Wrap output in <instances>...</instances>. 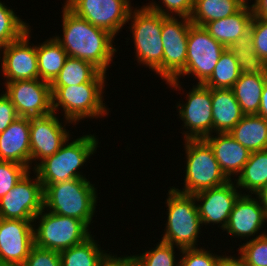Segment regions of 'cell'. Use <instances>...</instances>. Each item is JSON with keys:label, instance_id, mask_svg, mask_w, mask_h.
<instances>
[{"label": "cell", "instance_id": "7dc6e473", "mask_svg": "<svg viewBox=\"0 0 267 266\" xmlns=\"http://www.w3.org/2000/svg\"><path fill=\"white\" fill-rule=\"evenodd\" d=\"M0 266H22L18 264H8V263H0Z\"/></svg>", "mask_w": 267, "mask_h": 266}, {"label": "cell", "instance_id": "60d3db41", "mask_svg": "<svg viewBox=\"0 0 267 266\" xmlns=\"http://www.w3.org/2000/svg\"><path fill=\"white\" fill-rule=\"evenodd\" d=\"M19 117L10 98L3 92L0 95V133L5 131L10 124Z\"/></svg>", "mask_w": 267, "mask_h": 266}, {"label": "cell", "instance_id": "52a82bcc", "mask_svg": "<svg viewBox=\"0 0 267 266\" xmlns=\"http://www.w3.org/2000/svg\"><path fill=\"white\" fill-rule=\"evenodd\" d=\"M184 141L187 161L185 184L183 190L172 187L173 189L193 195L229 181L215 159L210 145L204 139H184Z\"/></svg>", "mask_w": 267, "mask_h": 266}, {"label": "cell", "instance_id": "484cf974", "mask_svg": "<svg viewBox=\"0 0 267 266\" xmlns=\"http://www.w3.org/2000/svg\"><path fill=\"white\" fill-rule=\"evenodd\" d=\"M92 234L83 242L61 252V266H103L111 257L105 250H101Z\"/></svg>", "mask_w": 267, "mask_h": 266}, {"label": "cell", "instance_id": "ab89813d", "mask_svg": "<svg viewBox=\"0 0 267 266\" xmlns=\"http://www.w3.org/2000/svg\"><path fill=\"white\" fill-rule=\"evenodd\" d=\"M22 266H61L60 254L34 245Z\"/></svg>", "mask_w": 267, "mask_h": 266}, {"label": "cell", "instance_id": "f35d334b", "mask_svg": "<svg viewBox=\"0 0 267 266\" xmlns=\"http://www.w3.org/2000/svg\"><path fill=\"white\" fill-rule=\"evenodd\" d=\"M250 34L255 53L267 63V20L253 17Z\"/></svg>", "mask_w": 267, "mask_h": 266}, {"label": "cell", "instance_id": "4dcf8cb0", "mask_svg": "<svg viewBox=\"0 0 267 266\" xmlns=\"http://www.w3.org/2000/svg\"><path fill=\"white\" fill-rule=\"evenodd\" d=\"M228 49L237 60L240 74L267 75V63L255 53L250 31Z\"/></svg>", "mask_w": 267, "mask_h": 266}, {"label": "cell", "instance_id": "4fadbf2b", "mask_svg": "<svg viewBox=\"0 0 267 266\" xmlns=\"http://www.w3.org/2000/svg\"><path fill=\"white\" fill-rule=\"evenodd\" d=\"M186 103L177 104L179 118L183 121L185 140L204 139L213 133L211 88L204 84L193 85L187 93Z\"/></svg>", "mask_w": 267, "mask_h": 266}, {"label": "cell", "instance_id": "f1b7e54d", "mask_svg": "<svg viewBox=\"0 0 267 266\" xmlns=\"http://www.w3.org/2000/svg\"><path fill=\"white\" fill-rule=\"evenodd\" d=\"M237 188L256 194L267 184V149L251 152L241 173L235 178Z\"/></svg>", "mask_w": 267, "mask_h": 266}, {"label": "cell", "instance_id": "d6a6232c", "mask_svg": "<svg viewBox=\"0 0 267 266\" xmlns=\"http://www.w3.org/2000/svg\"><path fill=\"white\" fill-rule=\"evenodd\" d=\"M13 9L0 1V46L3 48L10 42L18 40L29 28Z\"/></svg>", "mask_w": 267, "mask_h": 266}, {"label": "cell", "instance_id": "3957f363", "mask_svg": "<svg viewBox=\"0 0 267 266\" xmlns=\"http://www.w3.org/2000/svg\"><path fill=\"white\" fill-rule=\"evenodd\" d=\"M98 139L94 134H87L72 142L68 140L52 156L46 157L34 168L42 187L75 178H85L79 170L86 160L95 153Z\"/></svg>", "mask_w": 267, "mask_h": 266}, {"label": "cell", "instance_id": "d6986e66", "mask_svg": "<svg viewBox=\"0 0 267 266\" xmlns=\"http://www.w3.org/2000/svg\"><path fill=\"white\" fill-rule=\"evenodd\" d=\"M266 222L267 214L259 199L243 193L235 201L224 231L233 237L245 239L253 236L255 239L265 234L262 232L255 237Z\"/></svg>", "mask_w": 267, "mask_h": 266}, {"label": "cell", "instance_id": "6da1fadb", "mask_svg": "<svg viewBox=\"0 0 267 266\" xmlns=\"http://www.w3.org/2000/svg\"><path fill=\"white\" fill-rule=\"evenodd\" d=\"M62 16L63 38L58 35L55 39L67 55L90 62L101 72L107 73L109 64L117 52L112 44L115 37L77 16L65 4Z\"/></svg>", "mask_w": 267, "mask_h": 266}, {"label": "cell", "instance_id": "74e56055", "mask_svg": "<svg viewBox=\"0 0 267 266\" xmlns=\"http://www.w3.org/2000/svg\"><path fill=\"white\" fill-rule=\"evenodd\" d=\"M162 3L164 4L161 7L156 2H151L150 4L146 5L150 10L160 13L163 16H179V17H186L190 18L192 10H193V4L194 0H162ZM163 8V9H162ZM172 13L170 14L169 13ZM175 13V15L173 14Z\"/></svg>", "mask_w": 267, "mask_h": 266}, {"label": "cell", "instance_id": "5b68a950", "mask_svg": "<svg viewBox=\"0 0 267 266\" xmlns=\"http://www.w3.org/2000/svg\"><path fill=\"white\" fill-rule=\"evenodd\" d=\"M167 203V223L161 241L176 246L179 251L197 248L202 222L193 195L176 191L169 187Z\"/></svg>", "mask_w": 267, "mask_h": 266}, {"label": "cell", "instance_id": "2e32d148", "mask_svg": "<svg viewBox=\"0 0 267 266\" xmlns=\"http://www.w3.org/2000/svg\"><path fill=\"white\" fill-rule=\"evenodd\" d=\"M56 113L52 112L41 117L30 118V149L31 164L37 160L42 161L46 157L55 154L60 147L69 140V130L65 129L59 121Z\"/></svg>", "mask_w": 267, "mask_h": 266}, {"label": "cell", "instance_id": "30bf717a", "mask_svg": "<svg viewBox=\"0 0 267 266\" xmlns=\"http://www.w3.org/2000/svg\"><path fill=\"white\" fill-rule=\"evenodd\" d=\"M30 170L6 195L0 198V218L34 221L44 208L42 183L37 174L32 180Z\"/></svg>", "mask_w": 267, "mask_h": 266}, {"label": "cell", "instance_id": "7402d4cb", "mask_svg": "<svg viewBox=\"0 0 267 266\" xmlns=\"http://www.w3.org/2000/svg\"><path fill=\"white\" fill-rule=\"evenodd\" d=\"M213 133H229L244 114L232 89L211 88Z\"/></svg>", "mask_w": 267, "mask_h": 266}, {"label": "cell", "instance_id": "836d02e7", "mask_svg": "<svg viewBox=\"0 0 267 266\" xmlns=\"http://www.w3.org/2000/svg\"><path fill=\"white\" fill-rule=\"evenodd\" d=\"M156 245L152 250H147L140 255H131L129 258L135 266H180L179 261L175 259V246L161 240Z\"/></svg>", "mask_w": 267, "mask_h": 266}, {"label": "cell", "instance_id": "bcb514c9", "mask_svg": "<svg viewBox=\"0 0 267 266\" xmlns=\"http://www.w3.org/2000/svg\"><path fill=\"white\" fill-rule=\"evenodd\" d=\"M255 195L259 199L260 204L262 205L265 210V213L267 214V184Z\"/></svg>", "mask_w": 267, "mask_h": 266}, {"label": "cell", "instance_id": "8fae6325", "mask_svg": "<svg viewBox=\"0 0 267 266\" xmlns=\"http://www.w3.org/2000/svg\"><path fill=\"white\" fill-rule=\"evenodd\" d=\"M64 4L77 16L114 37L129 23L132 9L130 0H66Z\"/></svg>", "mask_w": 267, "mask_h": 266}, {"label": "cell", "instance_id": "f546056e", "mask_svg": "<svg viewBox=\"0 0 267 266\" xmlns=\"http://www.w3.org/2000/svg\"><path fill=\"white\" fill-rule=\"evenodd\" d=\"M243 6L239 0H194L190 21L204 27L208 22L237 13Z\"/></svg>", "mask_w": 267, "mask_h": 266}, {"label": "cell", "instance_id": "603a6c76", "mask_svg": "<svg viewBox=\"0 0 267 266\" xmlns=\"http://www.w3.org/2000/svg\"><path fill=\"white\" fill-rule=\"evenodd\" d=\"M253 14L250 5H244L237 13L208 22L204 28L226 48L250 31Z\"/></svg>", "mask_w": 267, "mask_h": 266}, {"label": "cell", "instance_id": "e575fe53", "mask_svg": "<svg viewBox=\"0 0 267 266\" xmlns=\"http://www.w3.org/2000/svg\"><path fill=\"white\" fill-rule=\"evenodd\" d=\"M239 259L247 266H267V233L250 239L238 248Z\"/></svg>", "mask_w": 267, "mask_h": 266}, {"label": "cell", "instance_id": "7c38bea8", "mask_svg": "<svg viewBox=\"0 0 267 266\" xmlns=\"http://www.w3.org/2000/svg\"><path fill=\"white\" fill-rule=\"evenodd\" d=\"M162 15L163 79H175L184 69L187 58L190 18Z\"/></svg>", "mask_w": 267, "mask_h": 266}, {"label": "cell", "instance_id": "9a60e30c", "mask_svg": "<svg viewBox=\"0 0 267 266\" xmlns=\"http://www.w3.org/2000/svg\"><path fill=\"white\" fill-rule=\"evenodd\" d=\"M30 28L18 40L2 48L1 72L6 82L39 79L36 46L29 42Z\"/></svg>", "mask_w": 267, "mask_h": 266}, {"label": "cell", "instance_id": "ba28073f", "mask_svg": "<svg viewBox=\"0 0 267 266\" xmlns=\"http://www.w3.org/2000/svg\"><path fill=\"white\" fill-rule=\"evenodd\" d=\"M187 48L185 69L175 79L166 83L174 89L182 90L178 78L190 74L198 79L197 84H204L211 77L221 54L226 49L203 26L194 24L189 29Z\"/></svg>", "mask_w": 267, "mask_h": 266}, {"label": "cell", "instance_id": "ee69618b", "mask_svg": "<svg viewBox=\"0 0 267 266\" xmlns=\"http://www.w3.org/2000/svg\"><path fill=\"white\" fill-rule=\"evenodd\" d=\"M258 116L263 117L267 120V80L262 89V95L260 100V108L258 111Z\"/></svg>", "mask_w": 267, "mask_h": 266}, {"label": "cell", "instance_id": "4316f807", "mask_svg": "<svg viewBox=\"0 0 267 266\" xmlns=\"http://www.w3.org/2000/svg\"><path fill=\"white\" fill-rule=\"evenodd\" d=\"M267 75L240 74L231 88L244 115H258Z\"/></svg>", "mask_w": 267, "mask_h": 266}, {"label": "cell", "instance_id": "cb8c5ba5", "mask_svg": "<svg viewBox=\"0 0 267 266\" xmlns=\"http://www.w3.org/2000/svg\"><path fill=\"white\" fill-rule=\"evenodd\" d=\"M228 134L250 152L267 149V120L258 115H244Z\"/></svg>", "mask_w": 267, "mask_h": 266}, {"label": "cell", "instance_id": "7bdbcfd3", "mask_svg": "<svg viewBox=\"0 0 267 266\" xmlns=\"http://www.w3.org/2000/svg\"><path fill=\"white\" fill-rule=\"evenodd\" d=\"M103 266H135L129 256L117 257L113 255Z\"/></svg>", "mask_w": 267, "mask_h": 266}, {"label": "cell", "instance_id": "1f68e13d", "mask_svg": "<svg viewBox=\"0 0 267 266\" xmlns=\"http://www.w3.org/2000/svg\"><path fill=\"white\" fill-rule=\"evenodd\" d=\"M240 69L233 53L226 48L221 54L211 77L204 83L209 88L231 89L239 79Z\"/></svg>", "mask_w": 267, "mask_h": 266}, {"label": "cell", "instance_id": "ac0fdd59", "mask_svg": "<svg viewBox=\"0 0 267 266\" xmlns=\"http://www.w3.org/2000/svg\"><path fill=\"white\" fill-rule=\"evenodd\" d=\"M32 223L0 218V263L23 265L34 246Z\"/></svg>", "mask_w": 267, "mask_h": 266}, {"label": "cell", "instance_id": "5bb4252c", "mask_svg": "<svg viewBox=\"0 0 267 266\" xmlns=\"http://www.w3.org/2000/svg\"><path fill=\"white\" fill-rule=\"evenodd\" d=\"M4 85V93L10 98L19 117H41L53 112L50 83L32 79L5 82Z\"/></svg>", "mask_w": 267, "mask_h": 266}, {"label": "cell", "instance_id": "c3c4849f", "mask_svg": "<svg viewBox=\"0 0 267 266\" xmlns=\"http://www.w3.org/2000/svg\"><path fill=\"white\" fill-rule=\"evenodd\" d=\"M242 4H244V5H248V0H239Z\"/></svg>", "mask_w": 267, "mask_h": 266}, {"label": "cell", "instance_id": "8d00e7d4", "mask_svg": "<svg viewBox=\"0 0 267 266\" xmlns=\"http://www.w3.org/2000/svg\"><path fill=\"white\" fill-rule=\"evenodd\" d=\"M29 171L21 164L0 161V198L6 195L16 183Z\"/></svg>", "mask_w": 267, "mask_h": 266}, {"label": "cell", "instance_id": "d590c367", "mask_svg": "<svg viewBox=\"0 0 267 266\" xmlns=\"http://www.w3.org/2000/svg\"><path fill=\"white\" fill-rule=\"evenodd\" d=\"M211 251L204 248H185L182 249L181 259H179L180 266H219L223 256L210 253Z\"/></svg>", "mask_w": 267, "mask_h": 266}, {"label": "cell", "instance_id": "7a4b0ae2", "mask_svg": "<svg viewBox=\"0 0 267 266\" xmlns=\"http://www.w3.org/2000/svg\"><path fill=\"white\" fill-rule=\"evenodd\" d=\"M96 190L87 178L46 185L43 188L44 210L79 219L89 227L97 206Z\"/></svg>", "mask_w": 267, "mask_h": 266}, {"label": "cell", "instance_id": "277c9868", "mask_svg": "<svg viewBox=\"0 0 267 266\" xmlns=\"http://www.w3.org/2000/svg\"><path fill=\"white\" fill-rule=\"evenodd\" d=\"M105 82H87L71 86H50L52 110L63 108L64 122L75 124L85 118H102L109 112L103 103Z\"/></svg>", "mask_w": 267, "mask_h": 266}, {"label": "cell", "instance_id": "d4e9b609", "mask_svg": "<svg viewBox=\"0 0 267 266\" xmlns=\"http://www.w3.org/2000/svg\"><path fill=\"white\" fill-rule=\"evenodd\" d=\"M106 73L90 62L68 56L63 68L50 86H71L87 82H105Z\"/></svg>", "mask_w": 267, "mask_h": 266}, {"label": "cell", "instance_id": "e0dca14e", "mask_svg": "<svg viewBox=\"0 0 267 266\" xmlns=\"http://www.w3.org/2000/svg\"><path fill=\"white\" fill-rule=\"evenodd\" d=\"M232 180L234 179L223 185L193 194L195 201L200 202V204L196 205L202 225L219 223L221 225L220 228L224 231L234 203L242 192L238 191Z\"/></svg>", "mask_w": 267, "mask_h": 266}, {"label": "cell", "instance_id": "b9f144b4", "mask_svg": "<svg viewBox=\"0 0 267 266\" xmlns=\"http://www.w3.org/2000/svg\"><path fill=\"white\" fill-rule=\"evenodd\" d=\"M250 7L254 17L267 20V0H255Z\"/></svg>", "mask_w": 267, "mask_h": 266}, {"label": "cell", "instance_id": "ffe728a7", "mask_svg": "<svg viewBox=\"0 0 267 266\" xmlns=\"http://www.w3.org/2000/svg\"><path fill=\"white\" fill-rule=\"evenodd\" d=\"M0 161L15 162L31 169L30 118L18 117L0 133Z\"/></svg>", "mask_w": 267, "mask_h": 266}, {"label": "cell", "instance_id": "83f0119b", "mask_svg": "<svg viewBox=\"0 0 267 266\" xmlns=\"http://www.w3.org/2000/svg\"><path fill=\"white\" fill-rule=\"evenodd\" d=\"M39 79L51 83L68 57L55 36L36 46Z\"/></svg>", "mask_w": 267, "mask_h": 266}, {"label": "cell", "instance_id": "9c48e42d", "mask_svg": "<svg viewBox=\"0 0 267 266\" xmlns=\"http://www.w3.org/2000/svg\"><path fill=\"white\" fill-rule=\"evenodd\" d=\"M40 218V219H39ZM34 245L61 252L83 242L91 235L89 227L81 220L43 210L34 218Z\"/></svg>", "mask_w": 267, "mask_h": 266}, {"label": "cell", "instance_id": "44dd1931", "mask_svg": "<svg viewBox=\"0 0 267 266\" xmlns=\"http://www.w3.org/2000/svg\"><path fill=\"white\" fill-rule=\"evenodd\" d=\"M216 134L217 136L210 134L204 140L210 145L222 172L231 180L232 175L234 177L241 173L251 152L228 133Z\"/></svg>", "mask_w": 267, "mask_h": 266}, {"label": "cell", "instance_id": "f6af8a7d", "mask_svg": "<svg viewBox=\"0 0 267 266\" xmlns=\"http://www.w3.org/2000/svg\"><path fill=\"white\" fill-rule=\"evenodd\" d=\"M219 266H247L241 259L234 256H224Z\"/></svg>", "mask_w": 267, "mask_h": 266}, {"label": "cell", "instance_id": "8992f818", "mask_svg": "<svg viewBox=\"0 0 267 266\" xmlns=\"http://www.w3.org/2000/svg\"><path fill=\"white\" fill-rule=\"evenodd\" d=\"M130 19L137 62L155 71L163 80L162 14L144 5L131 9L128 21Z\"/></svg>", "mask_w": 267, "mask_h": 266}]
</instances>
